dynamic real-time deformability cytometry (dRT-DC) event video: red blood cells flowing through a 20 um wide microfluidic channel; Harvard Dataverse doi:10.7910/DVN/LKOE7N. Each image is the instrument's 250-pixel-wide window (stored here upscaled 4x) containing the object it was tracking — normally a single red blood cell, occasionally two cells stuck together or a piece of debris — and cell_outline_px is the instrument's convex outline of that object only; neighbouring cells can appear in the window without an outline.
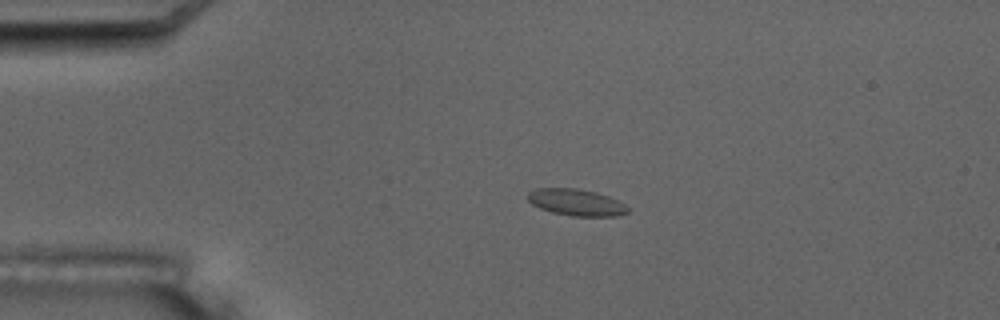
{"species": "common noctule bat (a hibernating species)", "species_latin": "Nyctalus noctula", "temperature_condition": "room temperature", "stored_images_in_passage": 5, "camera_frame_rate_fps": 3000, "um_per_image_px": 0.085, "animal": {"sex": "male", "body_mass_g": 17.5, "forearm_length_mm": 52.3}, "frame": {"image": 1, "passage_image": 3, "time_ms": 2.333, "image_size_px": [1000, 320], "cell_outline_px": [[628, 212], [620, 216], [572, 216], [552, 212], [540, 208], [532, 204], [528, 200], [528, 192], [536, 188], [576, 188], [596, 192], [608, 196], [624, 204], [628, 208]], "centroid_in_image_um": [48.97, 17.2], "position_along_channel_um": 36.0, "area_um2": 15.49}}